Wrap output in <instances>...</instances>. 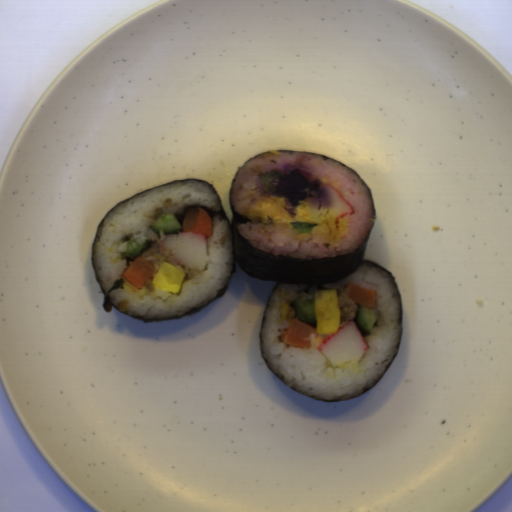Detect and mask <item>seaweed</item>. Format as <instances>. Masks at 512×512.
<instances>
[{"label":"seaweed","mask_w":512,"mask_h":512,"mask_svg":"<svg viewBox=\"0 0 512 512\" xmlns=\"http://www.w3.org/2000/svg\"><path fill=\"white\" fill-rule=\"evenodd\" d=\"M277 151H291V150H281L280 149V150H274V151L258 153L256 155H254L253 157L249 158L248 160H246L244 163H242L239 166V168L241 166H243L245 163H247L248 161L252 160L253 158H255V157H257V156H259L261 154H268V153H273V152H277ZM292 152L312 154V155H315L317 157H320V158H323V159H330V160H332V161H334L336 163H339V164L345 166L347 169H349L353 174H355L359 178V180L363 183V185L366 187V189L368 190V192L370 194L371 202H372L373 224L371 226V229L369 231V234H368L367 238L364 240V242L355 251H353L351 253H348V254H345V255L334 257V258H331V259H313L312 260V259H292V258H288V257L276 255V254L265 253V252H263V251H261L259 249H256V248L252 247L250 245V243L245 238H243L240 235V233H239V231L237 229L238 224H241V223H244V222H248V221H251V220L247 219L243 215H241L238 212L234 211L232 206H231V204H230V191H231V187H232V183H233V179L235 177V174H236V172L239 169L238 168L236 170L232 180H231L230 189H229L228 203H229V206H230V209H231V213H232V218L230 219V221L228 219V216H227L226 210L224 208L222 199H221L217 189L211 183L206 181L205 179H198V178H191L190 177V178L178 179V180H175V181L163 184V185H159V186H156V187L145 189V190H143V191H141L139 193H136V194L128 197L127 199L121 201L120 203H118L111 210H109L105 214V216L100 220V222L97 224L96 230H95V234H94V238H93V242H92L91 265H92V268H93L96 280H97L98 285H99L100 290H101V294H102V298H103V302L101 304V307H102L103 311H105L106 313H110L112 308H115L118 311L126 314L129 317H131L133 319H136V320H139V321H142V322H145V323L146 322H158V321H171V320H174V319L185 317V316L191 315L193 313L202 311L203 309H205L206 307H208L209 305H211L212 303H214L215 301H217L218 299L223 297L225 292H226V289H227V287L229 285V282H230V279H231V276H232V273H233L236 261H237L238 267L240 269H242L245 273H247L249 276L255 277V278L260 279V280L275 281V287H274L271 295L273 294V292L275 291V289H276V287L278 286L279 283L280 284H298V285H319V284H323V283H328V282H332V281H336V280H340V279H343V278L350 277L352 274H354L357 271V269H358L360 264L361 265H365V266H369V267H372V268L380 269L384 274H386L390 278V280H391V282H392V284H393V286H394V288H395V290H396V292L398 294L399 328H398V339H397L394 355H393V358H392L391 362L389 363V365L387 366L386 370L384 371L383 375L369 389H367L366 391L362 392L361 394L357 395L354 398H347V399H340V400H320V401H324V402H327V403H337V402H341V401L355 399L358 396H360V395L364 394L365 392L369 391L371 388H373L377 383H379L382 380V378L385 375L386 371L390 367V365H391V363H392V361H393V359H394V357H395V355H396V353H397V351L399 349V345H400V341H401V337H402V333H403V310H402L401 293L399 291V288L397 286V283H396L395 279L388 272V270L386 268H384V267H382V266H380L378 264H375V263L365 259V250H366V247H367L370 235L372 233V230H373V228H374V226L376 224V207H375V203H374L372 192L369 189V187L367 186V184L364 181V179L358 173H356L350 166H348V165H346L344 163H341V162H339V161H337L335 159L326 157V156L318 154V153H309V152H301V151H292ZM181 181H197V182L207 186L210 189V191L217 198L220 210H217V211L214 212V211H209L205 207H200V208L208 213V215L211 217V220L214 217L225 218L226 221L229 224L230 232H231V236H232V246H233V259H232L231 275H230V277H229V279H228L224 289L218 294V296L212 302H210L209 304H207V305L203 306L202 308L196 310L193 313H190V314H187V315H184V316H181V317H171V318H161V319H146V320L145 319H141V318L132 317L129 314H127V313L123 312L122 310H120L119 308H117L108 299L109 292H111L112 290H115V289L123 288V280L122 279L116 280L113 283V285L111 286V288L108 290L107 293L104 292V290H103V287H102V284H101V280H100V277H99V274H98V271H97V268H96V264H95V261H94L95 247H96V241H97V238H98L99 231H100L103 223L105 222L107 216L109 214H111L114 210H116L118 207H120L121 205L126 203L127 201L135 198L136 196H138V195H140V194H142L144 192H147V191H150V190H154V189L166 186V185L171 184V183L181 182ZM189 207H193V206H185L182 209H180L174 215L176 217L177 221L179 222L180 226H182V219H183V217H184V215H185V213H186V211L188 210ZM271 295H270V297H271ZM270 297H269V299H270ZM269 299H268V301H269ZM268 301H267V303H268ZM267 303H266V305H267ZM263 312H264V310H263ZM262 318H263V314H262ZM261 324H262V320H261ZM260 330H261V325H260ZM259 354H260V356H261L265 366L280 381H282L266 365L265 357H264V353H263V347H262L260 331H259ZM282 382L285 383L284 381H282ZM286 385H288V384H286ZM302 395H304V394H302ZM304 396L309 397L307 395H304ZM310 398H312V397H310ZM313 399H315V398H313Z\"/></svg>","instance_id":"seaweed-1"}]
</instances>
